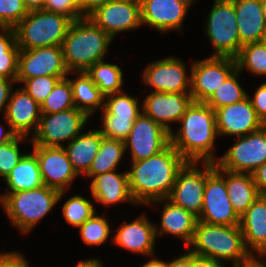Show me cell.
I'll use <instances>...</instances> for the list:
<instances>
[{"mask_svg": "<svg viewBox=\"0 0 266 267\" xmlns=\"http://www.w3.org/2000/svg\"><path fill=\"white\" fill-rule=\"evenodd\" d=\"M186 162L171 144L147 159L132 161L127 174L130 192L136 204L150 205L153 201L166 199L179 170Z\"/></svg>", "mask_w": 266, "mask_h": 267, "instance_id": "obj_1", "label": "cell"}, {"mask_svg": "<svg viewBox=\"0 0 266 267\" xmlns=\"http://www.w3.org/2000/svg\"><path fill=\"white\" fill-rule=\"evenodd\" d=\"M180 128L170 133V144L187 162L216 163L213 153L216 129L215 110L205 102H192L181 117Z\"/></svg>", "mask_w": 266, "mask_h": 267, "instance_id": "obj_2", "label": "cell"}, {"mask_svg": "<svg viewBox=\"0 0 266 267\" xmlns=\"http://www.w3.org/2000/svg\"><path fill=\"white\" fill-rule=\"evenodd\" d=\"M112 40L87 17L72 21L61 46L66 69L70 74L86 72L104 60Z\"/></svg>", "mask_w": 266, "mask_h": 267, "instance_id": "obj_3", "label": "cell"}, {"mask_svg": "<svg viewBox=\"0 0 266 267\" xmlns=\"http://www.w3.org/2000/svg\"><path fill=\"white\" fill-rule=\"evenodd\" d=\"M189 250L198 257L232 261L235 267L252 254L246 249L240 225H216L198 221Z\"/></svg>", "mask_w": 266, "mask_h": 267, "instance_id": "obj_4", "label": "cell"}, {"mask_svg": "<svg viewBox=\"0 0 266 267\" xmlns=\"http://www.w3.org/2000/svg\"><path fill=\"white\" fill-rule=\"evenodd\" d=\"M65 195L43 185L40 188L8 193L1 201L2 208L23 234L32 231Z\"/></svg>", "mask_w": 266, "mask_h": 267, "instance_id": "obj_5", "label": "cell"}, {"mask_svg": "<svg viewBox=\"0 0 266 267\" xmlns=\"http://www.w3.org/2000/svg\"><path fill=\"white\" fill-rule=\"evenodd\" d=\"M72 20L44 9L29 11L14 27L20 50L62 46Z\"/></svg>", "mask_w": 266, "mask_h": 267, "instance_id": "obj_6", "label": "cell"}, {"mask_svg": "<svg viewBox=\"0 0 266 267\" xmlns=\"http://www.w3.org/2000/svg\"><path fill=\"white\" fill-rule=\"evenodd\" d=\"M237 18L231 0H215L208 15L205 33L214 46L211 56L236 58L241 50Z\"/></svg>", "mask_w": 266, "mask_h": 267, "instance_id": "obj_7", "label": "cell"}, {"mask_svg": "<svg viewBox=\"0 0 266 267\" xmlns=\"http://www.w3.org/2000/svg\"><path fill=\"white\" fill-rule=\"evenodd\" d=\"M88 119L89 116L76 107L57 113L41 114L38 128L30 141L32 145L62 147L63 142L70 143L81 133Z\"/></svg>", "mask_w": 266, "mask_h": 267, "instance_id": "obj_8", "label": "cell"}, {"mask_svg": "<svg viewBox=\"0 0 266 267\" xmlns=\"http://www.w3.org/2000/svg\"><path fill=\"white\" fill-rule=\"evenodd\" d=\"M198 221L226 226L240 225V217L230 202L225 179L215 170V163L212 162H206V184Z\"/></svg>", "mask_w": 266, "mask_h": 267, "instance_id": "obj_9", "label": "cell"}, {"mask_svg": "<svg viewBox=\"0 0 266 267\" xmlns=\"http://www.w3.org/2000/svg\"><path fill=\"white\" fill-rule=\"evenodd\" d=\"M236 138L237 141L216 163L231 172L252 174L266 162V124L254 132Z\"/></svg>", "mask_w": 266, "mask_h": 267, "instance_id": "obj_10", "label": "cell"}, {"mask_svg": "<svg viewBox=\"0 0 266 267\" xmlns=\"http://www.w3.org/2000/svg\"><path fill=\"white\" fill-rule=\"evenodd\" d=\"M236 69V59L232 57L210 56L194 62L190 72L193 102H206Z\"/></svg>", "mask_w": 266, "mask_h": 267, "instance_id": "obj_11", "label": "cell"}, {"mask_svg": "<svg viewBox=\"0 0 266 267\" xmlns=\"http://www.w3.org/2000/svg\"><path fill=\"white\" fill-rule=\"evenodd\" d=\"M170 144V133L143 112L133 123L129 136L124 141L130 149L131 160L140 161L158 154Z\"/></svg>", "mask_w": 266, "mask_h": 267, "instance_id": "obj_12", "label": "cell"}, {"mask_svg": "<svg viewBox=\"0 0 266 267\" xmlns=\"http://www.w3.org/2000/svg\"><path fill=\"white\" fill-rule=\"evenodd\" d=\"M61 46L20 50L16 83L38 76L67 77Z\"/></svg>", "mask_w": 266, "mask_h": 267, "instance_id": "obj_13", "label": "cell"}, {"mask_svg": "<svg viewBox=\"0 0 266 267\" xmlns=\"http://www.w3.org/2000/svg\"><path fill=\"white\" fill-rule=\"evenodd\" d=\"M198 164L199 162L185 163L179 170L175 184L167 198L199 218L206 184V162H203L204 169H198Z\"/></svg>", "mask_w": 266, "mask_h": 267, "instance_id": "obj_14", "label": "cell"}, {"mask_svg": "<svg viewBox=\"0 0 266 267\" xmlns=\"http://www.w3.org/2000/svg\"><path fill=\"white\" fill-rule=\"evenodd\" d=\"M89 18L112 39L117 33L141 27L139 0H116L97 8Z\"/></svg>", "mask_w": 266, "mask_h": 267, "instance_id": "obj_15", "label": "cell"}, {"mask_svg": "<svg viewBox=\"0 0 266 267\" xmlns=\"http://www.w3.org/2000/svg\"><path fill=\"white\" fill-rule=\"evenodd\" d=\"M142 78L146 85L153 87L154 92L190 93L191 91V76L187 77L184 62L173 56L148 64Z\"/></svg>", "mask_w": 266, "mask_h": 267, "instance_id": "obj_16", "label": "cell"}, {"mask_svg": "<svg viewBox=\"0 0 266 267\" xmlns=\"http://www.w3.org/2000/svg\"><path fill=\"white\" fill-rule=\"evenodd\" d=\"M33 152L37 157L45 186L63 192L71 186L72 181L78 176L72 167L64 146L44 147L33 145Z\"/></svg>", "mask_w": 266, "mask_h": 267, "instance_id": "obj_17", "label": "cell"}, {"mask_svg": "<svg viewBox=\"0 0 266 267\" xmlns=\"http://www.w3.org/2000/svg\"><path fill=\"white\" fill-rule=\"evenodd\" d=\"M218 136H245L265 124L257 116L248 96L234 104L215 110Z\"/></svg>", "mask_w": 266, "mask_h": 267, "instance_id": "obj_18", "label": "cell"}, {"mask_svg": "<svg viewBox=\"0 0 266 267\" xmlns=\"http://www.w3.org/2000/svg\"><path fill=\"white\" fill-rule=\"evenodd\" d=\"M193 102L190 93L154 92L143 99L142 112L159 123L169 133L172 132L170 123H179L186 109Z\"/></svg>", "mask_w": 266, "mask_h": 267, "instance_id": "obj_19", "label": "cell"}, {"mask_svg": "<svg viewBox=\"0 0 266 267\" xmlns=\"http://www.w3.org/2000/svg\"><path fill=\"white\" fill-rule=\"evenodd\" d=\"M3 118L17 135L28 137L32 129L34 134L38 128L41 118L40 104L24 88L19 87L12 91Z\"/></svg>", "mask_w": 266, "mask_h": 267, "instance_id": "obj_20", "label": "cell"}, {"mask_svg": "<svg viewBox=\"0 0 266 267\" xmlns=\"http://www.w3.org/2000/svg\"><path fill=\"white\" fill-rule=\"evenodd\" d=\"M141 25H149L160 32L181 30L188 7L178 0H139Z\"/></svg>", "mask_w": 266, "mask_h": 267, "instance_id": "obj_21", "label": "cell"}, {"mask_svg": "<svg viewBox=\"0 0 266 267\" xmlns=\"http://www.w3.org/2000/svg\"><path fill=\"white\" fill-rule=\"evenodd\" d=\"M113 243L130 252L154 256L156 241L155 225L148 220L147 216H139L129 223H123L116 230Z\"/></svg>", "mask_w": 266, "mask_h": 267, "instance_id": "obj_22", "label": "cell"}, {"mask_svg": "<svg viewBox=\"0 0 266 267\" xmlns=\"http://www.w3.org/2000/svg\"><path fill=\"white\" fill-rule=\"evenodd\" d=\"M240 228L246 249L252 255L266 257V194H259L240 217Z\"/></svg>", "mask_w": 266, "mask_h": 267, "instance_id": "obj_23", "label": "cell"}, {"mask_svg": "<svg viewBox=\"0 0 266 267\" xmlns=\"http://www.w3.org/2000/svg\"><path fill=\"white\" fill-rule=\"evenodd\" d=\"M153 202H163L164 204L160 228L157 229L155 226L156 236H162L167 233L172 234L181 238L185 245L189 246L194 238L198 217L186 211L182 206L172 203L168 198Z\"/></svg>", "mask_w": 266, "mask_h": 267, "instance_id": "obj_24", "label": "cell"}, {"mask_svg": "<svg viewBox=\"0 0 266 267\" xmlns=\"http://www.w3.org/2000/svg\"><path fill=\"white\" fill-rule=\"evenodd\" d=\"M234 4L240 44L261 42L264 38L266 19L262 0H231Z\"/></svg>", "mask_w": 266, "mask_h": 267, "instance_id": "obj_25", "label": "cell"}, {"mask_svg": "<svg viewBox=\"0 0 266 267\" xmlns=\"http://www.w3.org/2000/svg\"><path fill=\"white\" fill-rule=\"evenodd\" d=\"M90 190L96 202L106 205L130 202L135 203L129 188L127 171L116 173V170L95 176L90 183Z\"/></svg>", "mask_w": 266, "mask_h": 267, "instance_id": "obj_26", "label": "cell"}, {"mask_svg": "<svg viewBox=\"0 0 266 267\" xmlns=\"http://www.w3.org/2000/svg\"><path fill=\"white\" fill-rule=\"evenodd\" d=\"M215 170L225 179L230 202L234 211L241 217L260 194L252 174L231 172L217 163Z\"/></svg>", "mask_w": 266, "mask_h": 267, "instance_id": "obj_27", "label": "cell"}, {"mask_svg": "<svg viewBox=\"0 0 266 267\" xmlns=\"http://www.w3.org/2000/svg\"><path fill=\"white\" fill-rule=\"evenodd\" d=\"M103 135L98 130L80 133L65 146L68 158L77 175L86 174L99 151Z\"/></svg>", "mask_w": 266, "mask_h": 267, "instance_id": "obj_28", "label": "cell"}, {"mask_svg": "<svg viewBox=\"0 0 266 267\" xmlns=\"http://www.w3.org/2000/svg\"><path fill=\"white\" fill-rule=\"evenodd\" d=\"M6 194L0 196V201L8 194L16 191L32 190L42 187L43 181L39 163L34 152L24 154L18 164L5 179Z\"/></svg>", "mask_w": 266, "mask_h": 267, "instance_id": "obj_29", "label": "cell"}, {"mask_svg": "<svg viewBox=\"0 0 266 267\" xmlns=\"http://www.w3.org/2000/svg\"><path fill=\"white\" fill-rule=\"evenodd\" d=\"M77 75L78 78L69 79L74 106L91 117L98 108H104L105 96L86 72H77Z\"/></svg>", "mask_w": 266, "mask_h": 267, "instance_id": "obj_30", "label": "cell"}, {"mask_svg": "<svg viewBox=\"0 0 266 267\" xmlns=\"http://www.w3.org/2000/svg\"><path fill=\"white\" fill-rule=\"evenodd\" d=\"M125 152L123 141L102 137L99 151L85 175L93 179L99 174L116 170Z\"/></svg>", "mask_w": 266, "mask_h": 267, "instance_id": "obj_31", "label": "cell"}, {"mask_svg": "<svg viewBox=\"0 0 266 267\" xmlns=\"http://www.w3.org/2000/svg\"><path fill=\"white\" fill-rule=\"evenodd\" d=\"M86 73L104 96L122 91L124 77L118 65L102 60L91 66Z\"/></svg>", "mask_w": 266, "mask_h": 267, "instance_id": "obj_32", "label": "cell"}, {"mask_svg": "<svg viewBox=\"0 0 266 267\" xmlns=\"http://www.w3.org/2000/svg\"><path fill=\"white\" fill-rule=\"evenodd\" d=\"M0 77L16 81L20 48L14 28H0Z\"/></svg>", "mask_w": 266, "mask_h": 267, "instance_id": "obj_33", "label": "cell"}, {"mask_svg": "<svg viewBox=\"0 0 266 267\" xmlns=\"http://www.w3.org/2000/svg\"><path fill=\"white\" fill-rule=\"evenodd\" d=\"M237 69H247L253 75L266 76V43L255 42L243 45L235 58Z\"/></svg>", "mask_w": 266, "mask_h": 267, "instance_id": "obj_34", "label": "cell"}, {"mask_svg": "<svg viewBox=\"0 0 266 267\" xmlns=\"http://www.w3.org/2000/svg\"><path fill=\"white\" fill-rule=\"evenodd\" d=\"M241 72L236 69L216 91L205 102L208 106L214 110L225 106L234 104L245 99L248 94L238 82V76Z\"/></svg>", "mask_w": 266, "mask_h": 267, "instance_id": "obj_35", "label": "cell"}, {"mask_svg": "<svg viewBox=\"0 0 266 267\" xmlns=\"http://www.w3.org/2000/svg\"><path fill=\"white\" fill-rule=\"evenodd\" d=\"M75 108L69 78L60 79L40 105L41 114H52Z\"/></svg>", "mask_w": 266, "mask_h": 267, "instance_id": "obj_36", "label": "cell"}, {"mask_svg": "<svg viewBox=\"0 0 266 267\" xmlns=\"http://www.w3.org/2000/svg\"><path fill=\"white\" fill-rule=\"evenodd\" d=\"M138 103L137 97L133 98L121 91L105 96L104 109L117 117H138L142 112V106Z\"/></svg>", "mask_w": 266, "mask_h": 267, "instance_id": "obj_37", "label": "cell"}, {"mask_svg": "<svg viewBox=\"0 0 266 267\" xmlns=\"http://www.w3.org/2000/svg\"><path fill=\"white\" fill-rule=\"evenodd\" d=\"M95 212L96 209L91 200L78 194L70 197L62 207V214L66 222L77 228L87 221Z\"/></svg>", "mask_w": 266, "mask_h": 267, "instance_id": "obj_38", "label": "cell"}, {"mask_svg": "<svg viewBox=\"0 0 266 267\" xmlns=\"http://www.w3.org/2000/svg\"><path fill=\"white\" fill-rule=\"evenodd\" d=\"M78 228L83 242L88 246H100L109 239L111 233L107 219L97 216L96 212Z\"/></svg>", "mask_w": 266, "mask_h": 267, "instance_id": "obj_39", "label": "cell"}, {"mask_svg": "<svg viewBox=\"0 0 266 267\" xmlns=\"http://www.w3.org/2000/svg\"><path fill=\"white\" fill-rule=\"evenodd\" d=\"M102 129L100 133L103 137L125 141L131 132L133 123L137 117H117L102 109Z\"/></svg>", "mask_w": 266, "mask_h": 267, "instance_id": "obj_40", "label": "cell"}, {"mask_svg": "<svg viewBox=\"0 0 266 267\" xmlns=\"http://www.w3.org/2000/svg\"><path fill=\"white\" fill-rule=\"evenodd\" d=\"M26 136L17 135L13 140L0 147V177L7 178L24 154L20 152V141Z\"/></svg>", "mask_w": 266, "mask_h": 267, "instance_id": "obj_41", "label": "cell"}, {"mask_svg": "<svg viewBox=\"0 0 266 267\" xmlns=\"http://www.w3.org/2000/svg\"><path fill=\"white\" fill-rule=\"evenodd\" d=\"M66 77H55V76H38L31 79H26L22 88L38 103L42 102L47 98L54 86L60 79Z\"/></svg>", "mask_w": 266, "mask_h": 267, "instance_id": "obj_42", "label": "cell"}, {"mask_svg": "<svg viewBox=\"0 0 266 267\" xmlns=\"http://www.w3.org/2000/svg\"><path fill=\"white\" fill-rule=\"evenodd\" d=\"M27 14L23 0H0V28H14Z\"/></svg>", "mask_w": 266, "mask_h": 267, "instance_id": "obj_43", "label": "cell"}, {"mask_svg": "<svg viewBox=\"0 0 266 267\" xmlns=\"http://www.w3.org/2000/svg\"><path fill=\"white\" fill-rule=\"evenodd\" d=\"M44 10L63 14L72 21L84 18L75 0H46Z\"/></svg>", "mask_w": 266, "mask_h": 267, "instance_id": "obj_44", "label": "cell"}, {"mask_svg": "<svg viewBox=\"0 0 266 267\" xmlns=\"http://www.w3.org/2000/svg\"><path fill=\"white\" fill-rule=\"evenodd\" d=\"M252 106L257 116L266 124V82L262 83L255 91L253 97H250Z\"/></svg>", "mask_w": 266, "mask_h": 267, "instance_id": "obj_45", "label": "cell"}, {"mask_svg": "<svg viewBox=\"0 0 266 267\" xmlns=\"http://www.w3.org/2000/svg\"><path fill=\"white\" fill-rule=\"evenodd\" d=\"M0 267H31L25 257L17 252H0Z\"/></svg>", "mask_w": 266, "mask_h": 267, "instance_id": "obj_46", "label": "cell"}, {"mask_svg": "<svg viewBox=\"0 0 266 267\" xmlns=\"http://www.w3.org/2000/svg\"><path fill=\"white\" fill-rule=\"evenodd\" d=\"M15 83L16 81L12 79L0 77V113L3 111V115H5L12 89H14L13 84Z\"/></svg>", "mask_w": 266, "mask_h": 267, "instance_id": "obj_47", "label": "cell"}, {"mask_svg": "<svg viewBox=\"0 0 266 267\" xmlns=\"http://www.w3.org/2000/svg\"><path fill=\"white\" fill-rule=\"evenodd\" d=\"M116 0H80L79 9L83 17H88L97 8Z\"/></svg>", "mask_w": 266, "mask_h": 267, "instance_id": "obj_48", "label": "cell"}, {"mask_svg": "<svg viewBox=\"0 0 266 267\" xmlns=\"http://www.w3.org/2000/svg\"><path fill=\"white\" fill-rule=\"evenodd\" d=\"M254 183L260 194H266V162L252 173Z\"/></svg>", "mask_w": 266, "mask_h": 267, "instance_id": "obj_49", "label": "cell"}, {"mask_svg": "<svg viewBox=\"0 0 266 267\" xmlns=\"http://www.w3.org/2000/svg\"><path fill=\"white\" fill-rule=\"evenodd\" d=\"M167 267H193V253L188 250L173 261H167Z\"/></svg>", "mask_w": 266, "mask_h": 267, "instance_id": "obj_50", "label": "cell"}, {"mask_svg": "<svg viewBox=\"0 0 266 267\" xmlns=\"http://www.w3.org/2000/svg\"><path fill=\"white\" fill-rule=\"evenodd\" d=\"M193 267H224L221 261L198 257L193 254Z\"/></svg>", "mask_w": 266, "mask_h": 267, "instance_id": "obj_51", "label": "cell"}, {"mask_svg": "<svg viewBox=\"0 0 266 267\" xmlns=\"http://www.w3.org/2000/svg\"><path fill=\"white\" fill-rule=\"evenodd\" d=\"M259 256H254L252 255L248 260L243 261L242 263H240L239 265L235 266V267H266V261H264V259Z\"/></svg>", "mask_w": 266, "mask_h": 267, "instance_id": "obj_52", "label": "cell"}, {"mask_svg": "<svg viewBox=\"0 0 266 267\" xmlns=\"http://www.w3.org/2000/svg\"><path fill=\"white\" fill-rule=\"evenodd\" d=\"M2 127L3 125L0 124V147L3 146L5 143L10 142L17 136V134L14 131H12L10 128L8 131H5V128L4 127L2 128Z\"/></svg>", "mask_w": 266, "mask_h": 267, "instance_id": "obj_53", "label": "cell"}, {"mask_svg": "<svg viewBox=\"0 0 266 267\" xmlns=\"http://www.w3.org/2000/svg\"><path fill=\"white\" fill-rule=\"evenodd\" d=\"M25 8L29 11L44 9L46 0H23Z\"/></svg>", "mask_w": 266, "mask_h": 267, "instance_id": "obj_54", "label": "cell"}, {"mask_svg": "<svg viewBox=\"0 0 266 267\" xmlns=\"http://www.w3.org/2000/svg\"><path fill=\"white\" fill-rule=\"evenodd\" d=\"M76 267H103L102 262H99L98 259H87L80 260Z\"/></svg>", "mask_w": 266, "mask_h": 267, "instance_id": "obj_55", "label": "cell"}, {"mask_svg": "<svg viewBox=\"0 0 266 267\" xmlns=\"http://www.w3.org/2000/svg\"><path fill=\"white\" fill-rule=\"evenodd\" d=\"M141 267H167V261L158 260L157 258L151 259Z\"/></svg>", "mask_w": 266, "mask_h": 267, "instance_id": "obj_56", "label": "cell"}, {"mask_svg": "<svg viewBox=\"0 0 266 267\" xmlns=\"http://www.w3.org/2000/svg\"><path fill=\"white\" fill-rule=\"evenodd\" d=\"M178 1L186 5L188 8L191 6L192 2H194V0H178Z\"/></svg>", "mask_w": 266, "mask_h": 267, "instance_id": "obj_57", "label": "cell"}, {"mask_svg": "<svg viewBox=\"0 0 266 267\" xmlns=\"http://www.w3.org/2000/svg\"><path fill=\"white\" fill-rule=\"evenodd\" d=\"M262 7H263V10H264V16H265V19H266V0H262Z\"/></svg>", "mask_w": 266, "mask_h": 267, "instance_id": "obj_58", "label": "cell"}, {"mask_svg": "<svg viewBox=\"0 0 266 267\" xmlns=\"http://www.w3.org/2000/svg\"><path fill=\"white\" fill-rule=\"evenodd\" d=\"M262 41L266 43V28H265V34H264V38H263V40H262Z\"/></svg>", "mask_w": 266, "mask_h": 267, "instance_id": "obj_59", "label": "cell"}]
</instances>
